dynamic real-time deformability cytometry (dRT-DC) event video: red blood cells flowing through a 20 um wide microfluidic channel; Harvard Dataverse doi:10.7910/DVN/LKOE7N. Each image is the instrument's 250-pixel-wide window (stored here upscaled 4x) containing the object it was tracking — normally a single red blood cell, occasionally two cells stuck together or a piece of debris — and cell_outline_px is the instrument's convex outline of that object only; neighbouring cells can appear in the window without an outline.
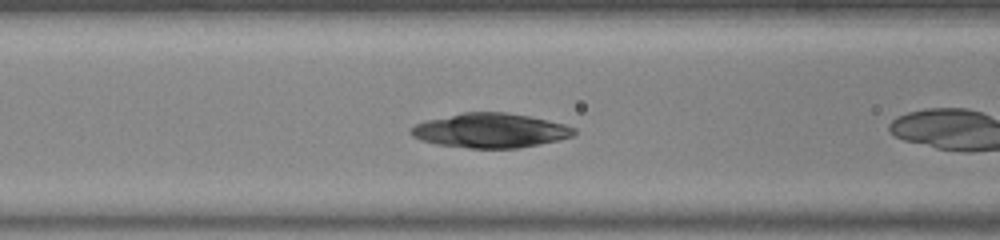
{"species": "common noctule bat (a hibernating species)", "species_latin": "Nyctalus noctula", "temperature_condition": "warm", "stored_images_in_passage": 13, "camera_frame_rate_fps": 3000, "um_per_image_px": 0.085, "animal": {"sex": "female", "body_mass_g": 23.0, "forearm_length_mm": 53.4}, "frame": {"image": 1, "passage_image": 8, "time_ms": 2.333, "image_size_px": [1000, 240], "cell_outline_px": [[576, 132], [572, 136], [560, 140], [540, 144], [516, 148], [468, 148], [436, 144], [420, 140], [412, 136], [412, 128], [416, 124], [428, 120], [464, 112], [504, 112], [528, 116], [564, 124], [576, 128]], "centroid_in_image_um": [41.7, 11.1], "position_along_channel_um": 124.9, "area_um2": 32.48}}
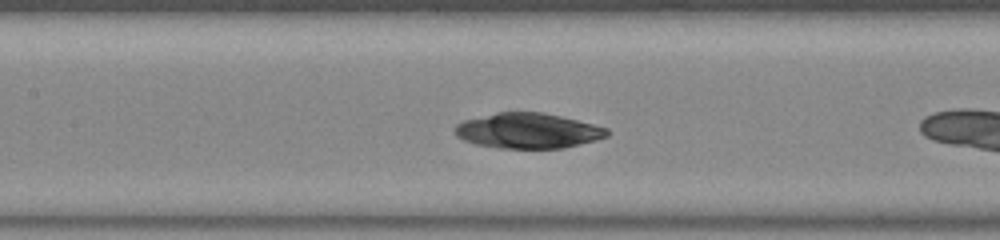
{"frame": {"image": 2, "passage_image": 11, "time_ms": 3.333, "image_size_px": [1000, 240], "cell_outline_px": [[608, 136], [596, 140], [564, 148], [500, 148], [476, 144], [464, 140], [456, 136], [456, 124], [464, 120], [496, 112], [544, 112], [608, 128]], "centroid_in_image_um": [44.87, 11.11], "position_along_channel_um": 162.5, "area_um2": 31.1}}